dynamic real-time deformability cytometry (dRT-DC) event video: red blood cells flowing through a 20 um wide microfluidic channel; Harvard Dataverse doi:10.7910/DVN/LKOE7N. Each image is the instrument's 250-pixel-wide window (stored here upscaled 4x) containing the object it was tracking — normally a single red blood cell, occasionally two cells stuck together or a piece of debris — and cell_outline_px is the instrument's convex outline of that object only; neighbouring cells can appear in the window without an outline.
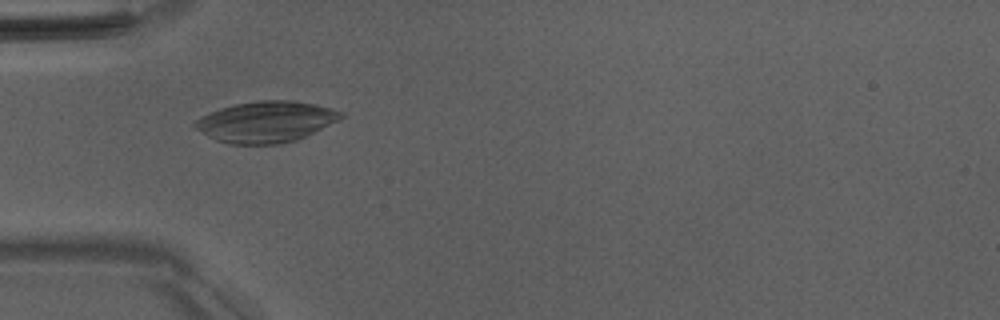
{"species": "Egyptian fruit bat (a non-hibernating species)", "species_latin": "Rousettus aegyptiacus", "temperature_condition": "room temperature", "stored_images_in_passage": 51, "camera_frame_rate_fps": 3000, "um_per_image_px": 0.085, "animal": {"sex": "male"}, "frame": {"image": 1, "passage_image": 16, "time_ms": 5.0, "image_size_px": [1000, 320], "cell_outline_px": [[344, 116], [296, 140], [276, 144], [232, 144], [216, 140], [208, 136], [196, 128], [192, 124], [200, 116], [220, 108], [232, 104], [260, 100], [292, 100], [316, 104], [332, 108], [344, 112]], "centroid_in_image_um": [22.57, 10.33], "position_along_channel_um": 62.4, "area_um2": 34.62}}
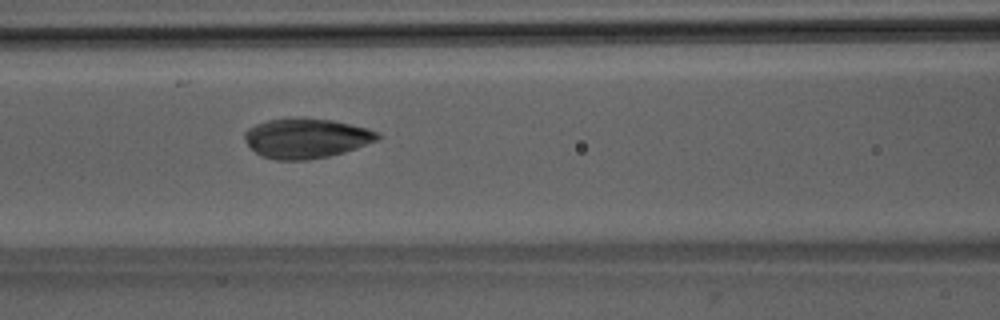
{"frame": {"image": 2, "passage_image": 22, "time_ms": 7.0, "image_size_px": [1000, 320], "cell_outline_px": [[380, 136], [376, 140], [356, 148], [344, 152], [328, 156], [308, 160], [276, 160], [260, 156], [244, 140], [244, 132], [248, 128], [256, 124], [268, 120], [296, 116], [304, 116], [332, 120], [368, 128], [376, 132]], "centroid_in_image_um": [25.98, 11.73], "position_along_channel_um": 140.6, "area_um2": 31.1}}
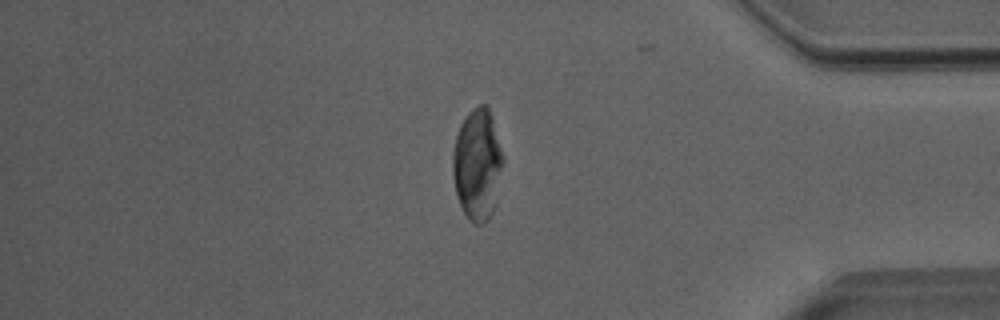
{"frame": {"image": 3, "passage_image": 43, "time_ms": 14.0, "image_size_px": [1000, 320], "cell_outline_px": [[504, 160], [496, 200], [492, 212], [480, 224], [476, 224], [468, 220], [460, 204], [456, 192], [452, 172], [452, 152], [456, 136], [460, 124], [468, 112], [472, 108], [480, 104], [488, 104], [492, 116], [504, 156]], "centroid_in_image_um": [40.58, 13.92], "position_along_channel_um": 394.6, "area_um2": 32.77}}